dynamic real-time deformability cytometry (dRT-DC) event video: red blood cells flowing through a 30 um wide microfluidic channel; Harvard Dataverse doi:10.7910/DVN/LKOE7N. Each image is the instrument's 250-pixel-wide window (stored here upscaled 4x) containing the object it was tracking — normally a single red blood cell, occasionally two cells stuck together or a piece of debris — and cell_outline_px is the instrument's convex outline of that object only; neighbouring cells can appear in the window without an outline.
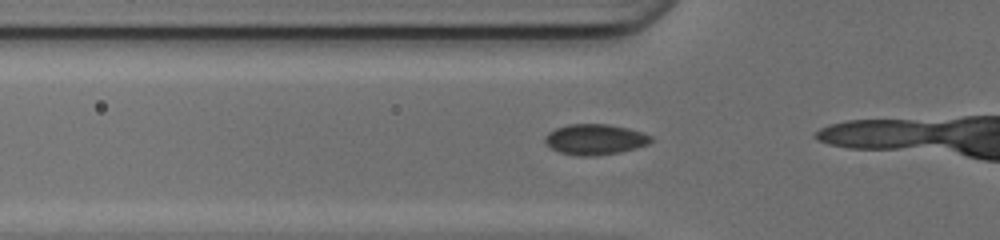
{"species": "common noctule bat (a hibernating species)", "species_latin": "Nyctalus noctula", "temperature_condition": "cold", "stored_images_in_passage": 14, "camera_frame_rate_fps": 3000, "um_per_image_px": 0.085, "animal": {"sex": "female", "body_mass_g": 17.0, "forearm_length_mm": 48.0}, "frame": {"image": 1, "passage_image": 10, "time_ms": 3.0, "image_size_px": [1000, 240], "cell_outline_px": [[652, 140], [648, 144], [636, 148], [620, 152], [596, 156], [576, 156], [560, 152], [552, 148], [544, 140], [544, 136], [548, 132], [556, 128], [568, 124], [608, 124], [628, 128], [644, 132], [652, 136]], "centroid_in_image_um": [50.59, 11.85], "position_along_channel_um": 75.2, "area_um2": 19.02}}
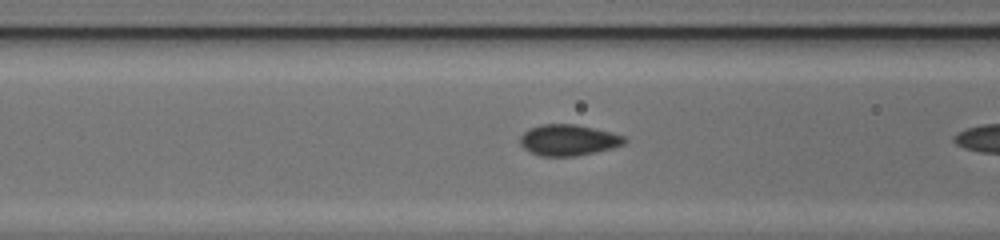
{"frame": {"image": 2, "passage_image": 13, "time_ms": 4.0, "image_size_px": [1000, 240], "cell_outline_px": [[628, 140], [624, 144], [612, 148], [596, 152], [576, 156], [540, 156], [524, 148], [520, 144], [520, 136], [528, 128], [540, 124], [576, 124], [612, 132], [624, 136]], "centroid_in_image_um": [48.32, 11.9], "position_along_channel_um": 118.3, "area_um2": 19.02}}